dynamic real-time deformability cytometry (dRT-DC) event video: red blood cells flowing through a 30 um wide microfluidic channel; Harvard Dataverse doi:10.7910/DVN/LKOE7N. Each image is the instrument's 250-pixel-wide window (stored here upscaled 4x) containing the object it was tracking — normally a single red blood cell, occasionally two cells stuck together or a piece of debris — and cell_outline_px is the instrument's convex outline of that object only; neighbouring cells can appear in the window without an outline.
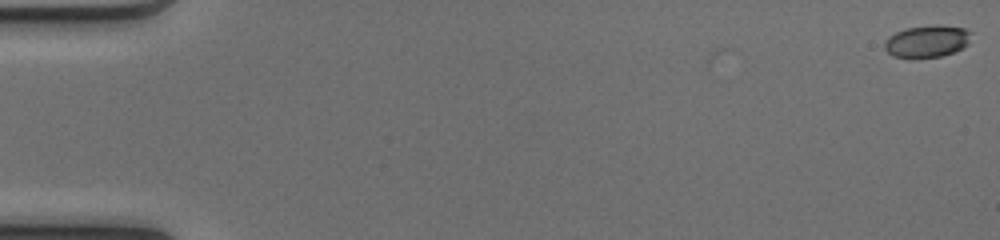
{"species": "common noctule bat (a hibernating species)", "species_latin": "Nyctalus noctula", "temperature_condition": "cold", "stored_images_in_passage": 4, "camera_frame_rate_fps": 3000, "um_per_image_px": 0.085, "animal": {"sex": "female", "body_mass_g": 17.0, "forearm_length_mm": 48.0}, "frame": {"image": 1, "passage_image": 1, "time_ms": 0.0, "image_size_px": [1000, 240], "cell_outline_px": [[972, 32], [968, 44], [952, 52], [940, 56], [908, 60], [892, 56], [884, 48], [884, 40], [888, 36], [904, 28], [936, 24], [940, 24], [964, 28]], "centroid_in_image_um": [78.74, 3.52], "position_along_channel_um": 6.3, "area_um2": 16.7}}